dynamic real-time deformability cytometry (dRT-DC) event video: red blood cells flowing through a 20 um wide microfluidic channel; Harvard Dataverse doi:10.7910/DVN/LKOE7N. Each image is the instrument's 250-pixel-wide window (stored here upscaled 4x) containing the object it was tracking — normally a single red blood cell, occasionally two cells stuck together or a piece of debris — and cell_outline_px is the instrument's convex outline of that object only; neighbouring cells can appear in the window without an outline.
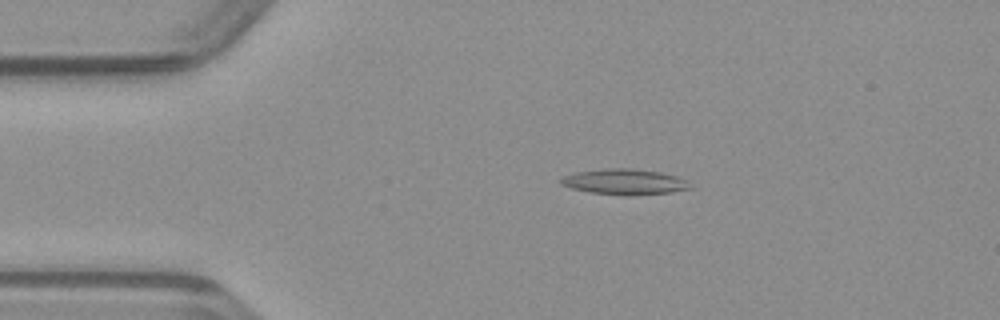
{"species": "common noctule bat (a hibernating species)", "species_latin": "Nyctalus noctula", "temperature_condition": "warm", "stored_images_in_passage": 48, "camera_frame_rate_fps": 3000, "um_per_image_px": 0.085, "animal": {"sex": "male", "body_mass_g": 23.1, "forearm_length_mm": 52.7}, "frame": {"image": 1, "passage_image": 9, "time_ms": 2.667, "image_size_px": [1000, 320], "cell_outline_px": [[692, 188], [672, 192], [628, 196], [624, 196], [588, 192], [572, 188], [560, 184], [560, 180], [564, 176], [576, 172], [604, 168], [632, 168], [660, 172], [676, 176], [688, 180]], "centroid_in_image_um": [53.1, 15.46], "position_along_channel_um": 31.9, "area_um2": 19.48}}
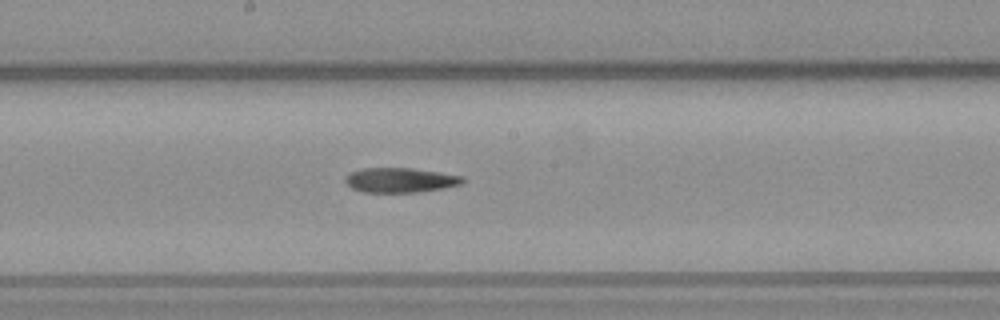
{"frame": {"image": 2, "passage_image": 25, "time_ms": 8.0, "image_size_px": [1000, 320], "cell_outline_px": [[464, 180], [460, 184], [440, 188], [416, 192], [364, 192], [352, 188], [344, 180], [344, 176], [360, 168], [412, 168], [440, 172], [464, 176]], "centroid_in_image_um": [33.99, 15.3], "position_along_channel_um": 214.2, "area_um2": 16.76}}
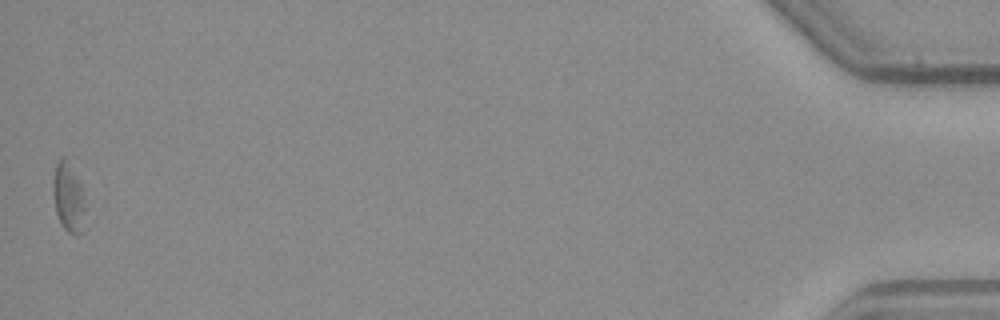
{"frame": {"image": 3, "passage_image": 48, "time_ms": 15.667, "image_size_px": [1000, 320], "cell_outline_px": [[84, 232], [76, 236], [68, 232], [64, 228], [56, 212], [52, 192], [52, 180], [56, 164], [64, 156], [80, 184], [84, 204]], "centroid_in_image_um": [5.8, 16.85], "position_along_channel_um": 429.4, "area_um2": 12.77}}